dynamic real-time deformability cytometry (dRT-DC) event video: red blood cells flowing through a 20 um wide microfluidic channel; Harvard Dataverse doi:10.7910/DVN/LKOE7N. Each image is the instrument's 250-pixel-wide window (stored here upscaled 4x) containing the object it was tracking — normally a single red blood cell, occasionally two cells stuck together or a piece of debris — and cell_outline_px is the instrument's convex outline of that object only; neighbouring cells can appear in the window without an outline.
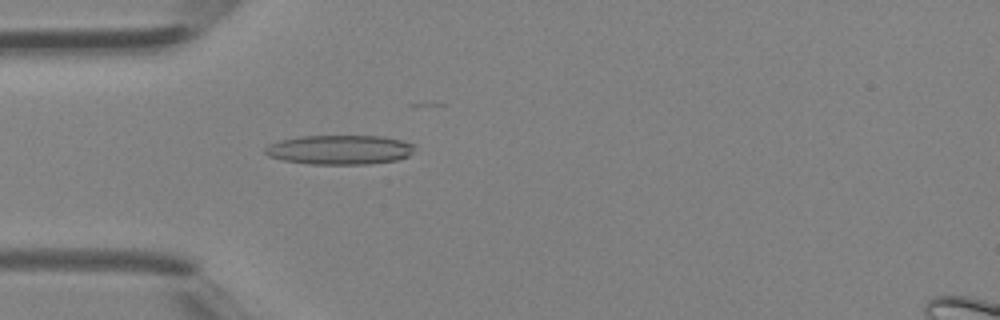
{"species": "Egyptian fruit bat (a non-hibernating species)", "species_latin": "Rousettus aegyptiacus", "temperature_condition": "room temperature", "stored_images_in_passage": 31, "camera_frame_rate_fps": 3000, "um_per_image_px": 0.085, "animal": {"sex": "female"}, "frame": {"image": 1, "passage_image": 12, "time_ms": 3.667, "image_size_px": [1000, 320], "cell_outline_px": [[416, 148], [408, 156], [396, 160], [368, 164], [308, 164], [284, 160], [268, 156], [264, 152], [264, 148], [268, 144], [280, 140], [300, 136], [380, 136], [400, 140], [412, 144]], "centroid_in_image_um": [28.84, 12.73], "position_along_channel_um": 56.2, "area_um2": 25.61}}
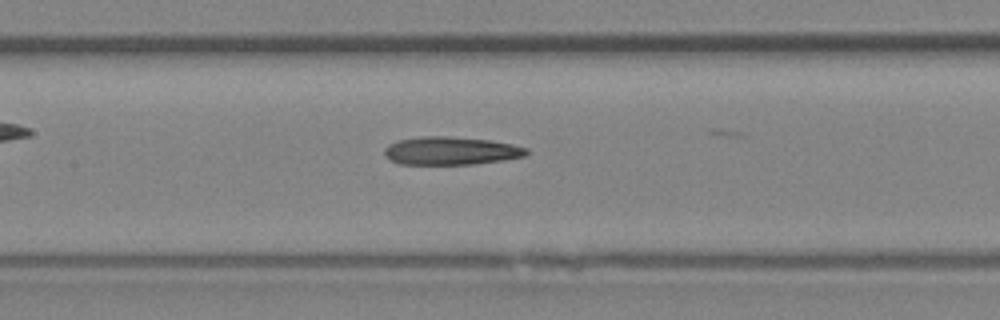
{"frame": {"image": 2, "passage_image": 19, "time_ms": 6.0, "image_size_px": [1000, 320], "cell_outline_px": [[528, 152], [524, 156], [504, 160], [472, 164], [400, 164], [384, 156], [384, 148], [388, 144], [400, 140], [420, 136], [448, 136], [488, 140], [512, 144], [528, 148]], "centroid_in_image_um": [38.31, 12.82], "position_along_channel_um": 169.1, "area_um2": 23.18}}
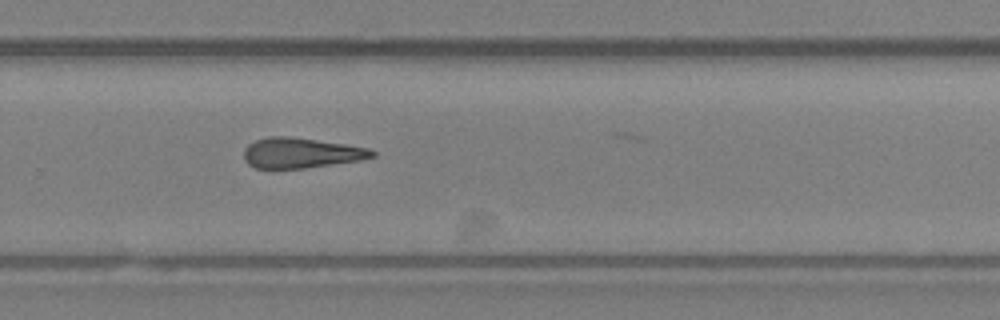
{"frame": {"image": 3, "passage_image": 27, "time_ms": 8.667, "image_size_px": [1000, 320], "cell_outline_px": [[376, 156], [360, 160], [304, 168], [256, 168], [248, 164], [244, 160], [244, 148], [248, 144], [256, 140], [268, 136], [288, 136], [344, 144], [368, 148], [376, 152]], "centroid_in_image_um": [25.56, 12.99], "position_along_channel_um": 304.2, "area_um2": 22.48}}